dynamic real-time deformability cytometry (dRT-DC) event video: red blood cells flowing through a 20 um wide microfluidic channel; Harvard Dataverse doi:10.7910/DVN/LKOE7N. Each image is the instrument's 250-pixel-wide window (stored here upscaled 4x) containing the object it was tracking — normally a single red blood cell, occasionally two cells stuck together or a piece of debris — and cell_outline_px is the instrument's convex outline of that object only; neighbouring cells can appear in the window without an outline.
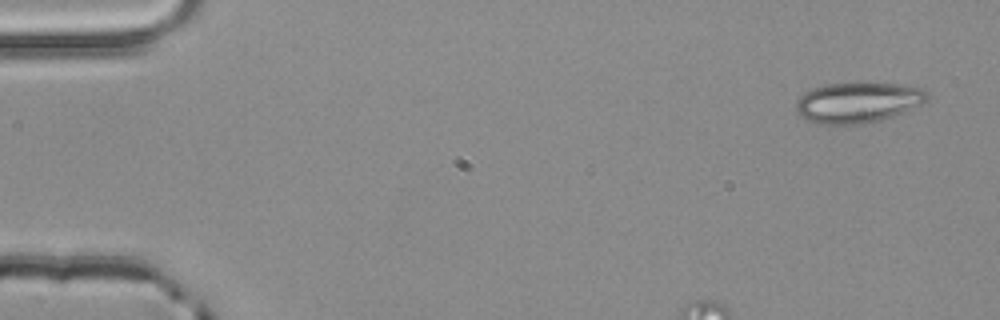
{"species": "common noctule bat (a hibernating species)", "species_latin": "Nyctalus noctula", "temperature_condition": "room temperature", "stored_images_in_passage": 3, "camera_frame_rate_fps": 3000, "um_per_image_px": 0.085, "animal": {"sex": "male", "body_mass_g": 20.4}, "frame": {"image": 1, "passage_image": 1, "time_ms": 0.0, "image_size_px": [1000, 320], "cell_outline_px": [[928, 100], [904, 112], [884, 120], [860, 124], [816, 124], [800, 116], [796, 112], [796, 100], [804, 92], [824, 84], [900, 84], [924, 88], [928, 92]], "centroid_in_image_um": [72.92, 8.73], "position_along_channel_um": 12.1, "area_um2": 30.98}}
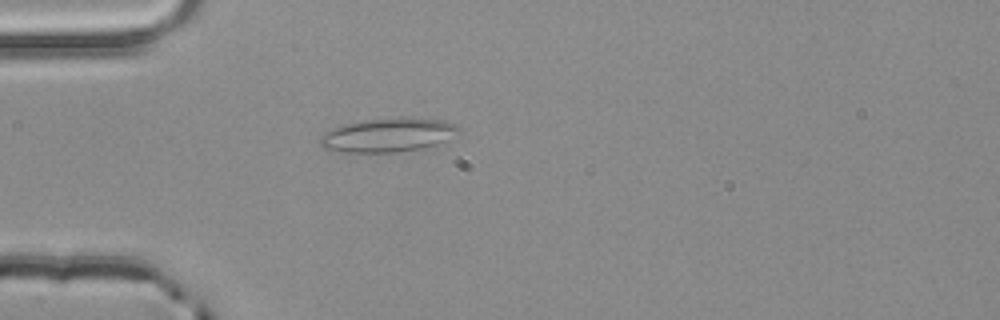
{"frame": {"image": 2, "passage_image": 3, "time_ms": 0.667, "image_size_px": [1000, 320], "cell_outline_px": [[460, 136], [424, 148], [400, 152], [340, 152], [324, 148], [320, 144], [320, 136], [324, 132], [344, 124], [360, 120], [404, 116], [408, 116], [444, 120], [456, 124], [460, 128]], "centroid_in_image_um": [33.06, 11.46], "position_along_channel_um": 51.9, "area_um2": 28.15}}